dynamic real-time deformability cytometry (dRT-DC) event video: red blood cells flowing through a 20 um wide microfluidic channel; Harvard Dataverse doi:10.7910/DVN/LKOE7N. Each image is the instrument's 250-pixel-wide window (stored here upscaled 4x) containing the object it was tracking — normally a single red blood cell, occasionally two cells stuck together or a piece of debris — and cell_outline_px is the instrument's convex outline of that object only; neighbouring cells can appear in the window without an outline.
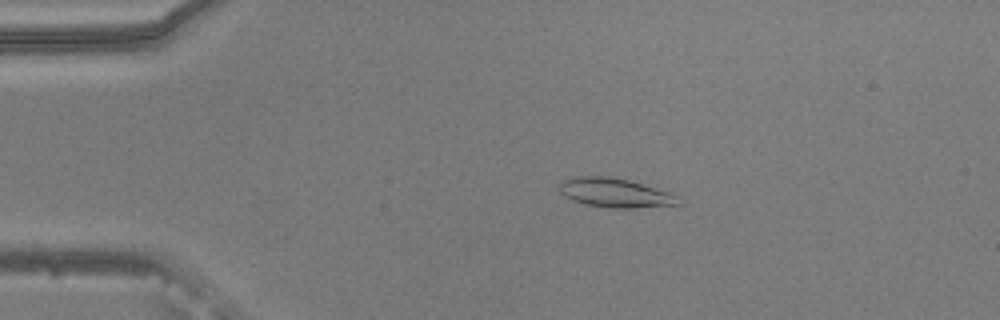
{"species": "common noctule bat (a hibernating species)", "species_latin": "Nyctalus noctula", "temperature_condition": "warm", "stored_images_in_passage": 47, "camera_frame_rate_fps": 3000, "um_per_image_px": 0.085, "animal": {"sex": "male", "body_mass_g": 20.5, "forearm_length_mm": 52.5}, "frame": {"image": 1, "passage_image": 4, "time_ms": 1.0, "image_size_px": [1000, 320], "cell_outline_px": [[684, 204], [632, 208], [608, 208], [584, 204], [572, 200], [564, 196], [560, 192], [560, 184], [564, 180], [576, 176], [608, 176], [628, 180], [668, 192], [680, 196]], "centroid_in_image_um": [52.31, 16.4], "position_along_channel_um": 32.7, "area_um2": 20.29}}
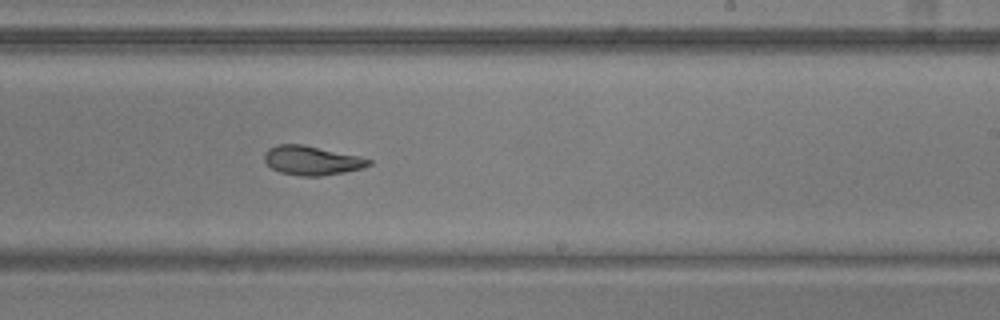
{"frame": {"image": 2, "passage_image": 26, "time_ms": 8.333, "image_size_px": [1000, 320], "cell_outline_px": [[372, 164], [364, 168], [320, 176], [300, 176], [280, 172], [272, 168], [264, 160], [264, 152], [268, 148], [276, 144], [304, 144], [360, 156], [372, 160]], "centroid_in_image_um": [26.5, 13.62], "position_along_channel_um": 262.5, "area_um2": 17.86}}
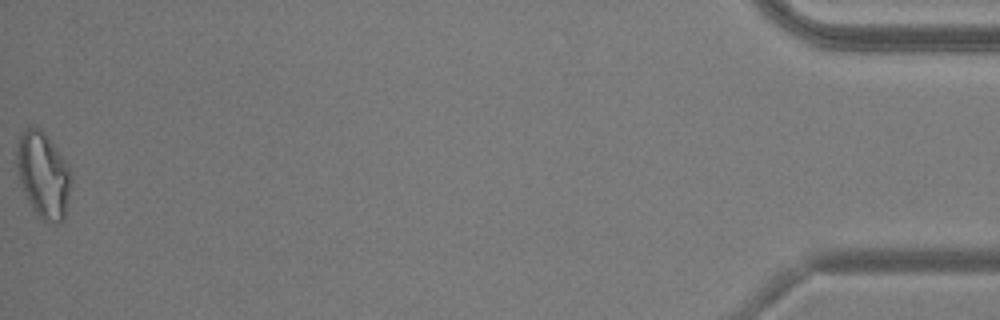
{"frame": {"image": 3, "passage_image": 47, "time_ms": 15.333, "image_size_px": [1000, 320], "cell_outline_px": [[72, 180], [64, 220], [56, 224], [44, 220], [32, 208], [28, 200], [20, 180], [16, 164], [16, 144], [20, 132], [28, 124], [44, 132], [64, 160], [68, 168]], "centroid_in_image_um": [3.65, 14.84], "position_along_channel_um": 431.5, "area_um2": 26.99}, "authors_computed_cell_mechanics": {"area_um2": 18.9584, "velocity_mm_per_s": 3.7993, "shape_relaxation_time_tau1_ms": 7.2464, "shape_relaxation_time_tau2_ms": 3.3785, "deformation_change_tau1": 0.2097, "deformation_change_tau2": 0.1017}}